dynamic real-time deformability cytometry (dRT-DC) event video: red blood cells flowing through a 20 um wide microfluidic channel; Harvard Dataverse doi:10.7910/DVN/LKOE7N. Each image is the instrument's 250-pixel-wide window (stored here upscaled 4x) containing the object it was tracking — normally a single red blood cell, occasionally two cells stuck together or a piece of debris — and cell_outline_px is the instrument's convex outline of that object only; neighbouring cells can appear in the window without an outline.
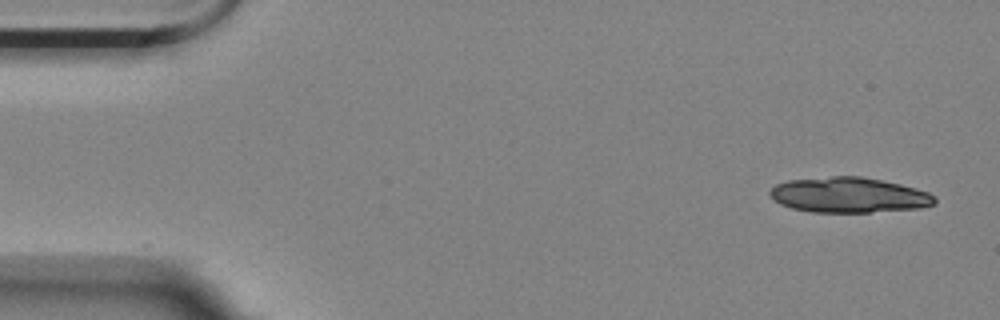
{"species": "Egyptian fruit bat (a non-hibernating species)", "species_latin": "Rousettus aegyptiacus", "temperature_condition": "room temperature", "stored_images_in_passage": 31, "camera_frame_rate_fps": 3000, "um_per_image_px": 0.085, "animal": {"sex": "female"}, "frame": {"image": 1, "passage_image": 1, "time_ms": 0.0, "image_size_px": [1000, 320], "cell_outline_px": [[936, 204], [920, 208], [868, 212], [812, 212], [792, 208], [780, 204], [768, 192], [776, 184], [788, 180], [832, 176], [860, 176], [900, 184], [916, 188], [928, 192], [936, 196]], "centroid_in_image_um": [72.18, 16.57], "position_along_channel_um": 12.8, "area_um2": 33.81}}
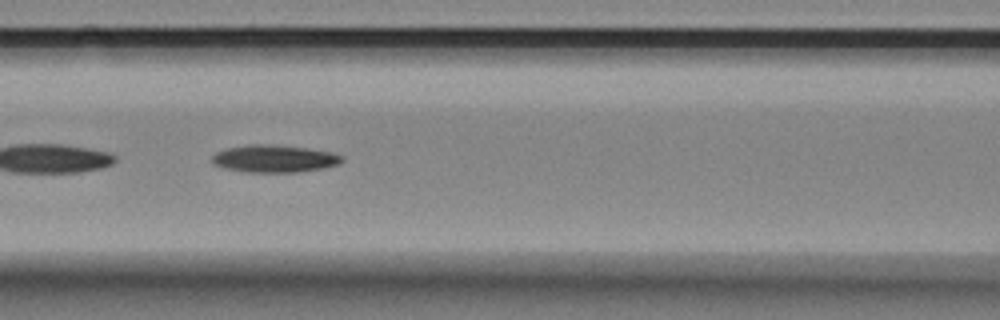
{"frame": {"image": 2, "passage_image": 22, "time_ms": 7.0, "image_size_px": [1000, 320], "cell_outline_px": [[344, 160], [340, 164], [324, 168], [300, 172], [244, 172], [224, 168], [212, 164], [212, 156], [216, 152], [224, 148], [252, 144], [276, 144], [308, 148], [332, 152], [344, 156]], "centroid_in_image_um": [23.33, 13.48], "position_along_channel_um": 143.3, "area_um2": 21.15}}
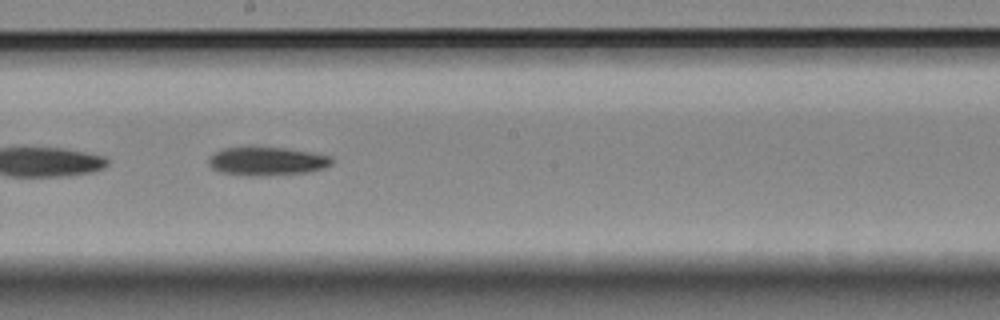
{"frame": {"image": 3, "passage_image": 29, "time_ms": 9.333, "image_size_px": [1000, 320], "cell_outline_px": [[332, 164], [324, 168], [308, 172], [268, 176], [252, 176], [220, 172], [212, 168], [208, 164], [208, 156], [224, 148], [288, 148], [312, 152], [332, 156]], "centroid_in_image_um": [22.71, 13.72], "position_along_channel_um": 225.5, "area_um2": 20.46}}